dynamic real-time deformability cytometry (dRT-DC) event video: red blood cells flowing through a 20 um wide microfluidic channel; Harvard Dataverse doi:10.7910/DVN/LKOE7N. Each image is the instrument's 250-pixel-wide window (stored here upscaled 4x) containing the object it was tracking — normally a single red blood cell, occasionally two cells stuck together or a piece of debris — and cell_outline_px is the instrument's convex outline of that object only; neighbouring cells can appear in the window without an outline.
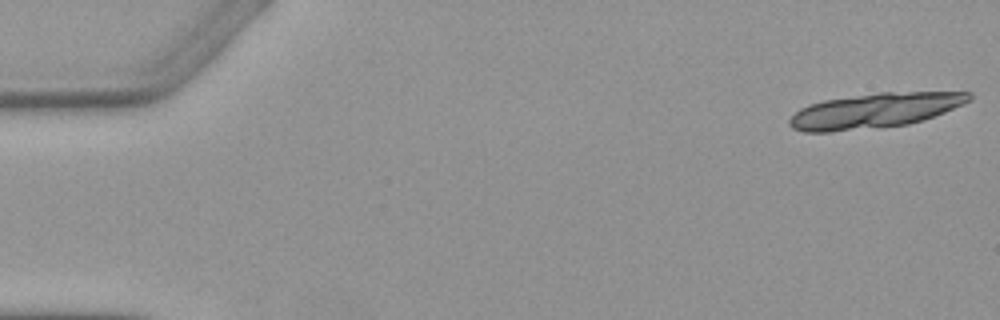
{"species": "Egyptian fruit bat (a non-hibernating species)", "species_latin": "Rousettus aegyptiacus", "temperature_condition": "warm", "stored_images_in_passage": 2, "camera_frame_rate_fps": 3000, "um_per_image_px": 0.085, "animal": {"sex": "female"}, "frame": {"image": 1, "passage_image": 2, "time_ms": 2.0, "image_size_px": [1000, 320], "cell_outline_px": [[972, 100], [944, 112], [924, 120], [908, 124], [876, 128], [828, 132], [804, 132], [792, 128], [788, 124], [788, 120], [800, 108], [808, 104], [824, 100], [880, 92], [972, 92]], "centroid_in_image_um": [74.34, 9.4], "position_along_channel_um": 10.7, "area_um2": 36.53}}